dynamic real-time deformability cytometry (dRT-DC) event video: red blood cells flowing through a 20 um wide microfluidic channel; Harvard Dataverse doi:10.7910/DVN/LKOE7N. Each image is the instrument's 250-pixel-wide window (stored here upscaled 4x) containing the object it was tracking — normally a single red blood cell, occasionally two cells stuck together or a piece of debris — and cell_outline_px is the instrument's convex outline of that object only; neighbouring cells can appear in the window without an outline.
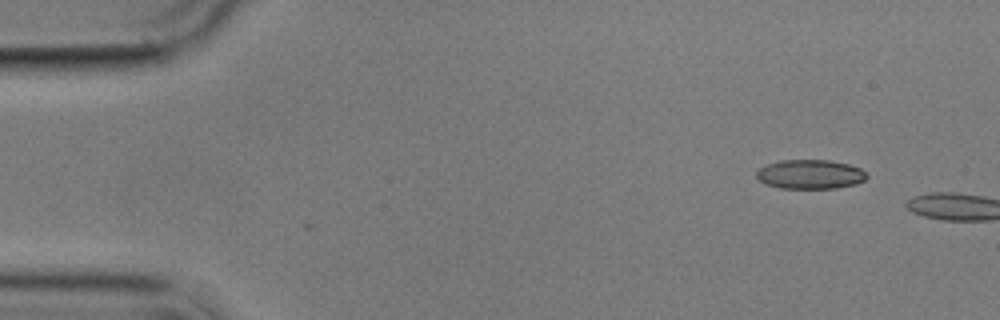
{"species": "common noctule bat (a hibernating species)", "species_latin": "Nyctalus noctula", "temperature_condition": "cold", "stored_images_in_passage": 5, "camera_frame_rate_fps": 3000, "um_per_image_px": 0.085, "animal": {"sex": "male", "body_mass_g": 17.9}, "frame": {"image": 1, "passage_image": 1, "time_ms": 0.0, "image_size_px": [1000, 320], "cell_outline_px": [[868, 176], [864, 180], [856, 184], [836, 188], [780, 188], [764, 184], [756, 176], [756, 172], [760, 168], [768, 164], [780, 160], [832, 160], [848, 164], [860, 168]], "centroid_in_image_um": [68.86, 14.81], "position_along_channel_um": 16.1, "area_um2": 18.79}}